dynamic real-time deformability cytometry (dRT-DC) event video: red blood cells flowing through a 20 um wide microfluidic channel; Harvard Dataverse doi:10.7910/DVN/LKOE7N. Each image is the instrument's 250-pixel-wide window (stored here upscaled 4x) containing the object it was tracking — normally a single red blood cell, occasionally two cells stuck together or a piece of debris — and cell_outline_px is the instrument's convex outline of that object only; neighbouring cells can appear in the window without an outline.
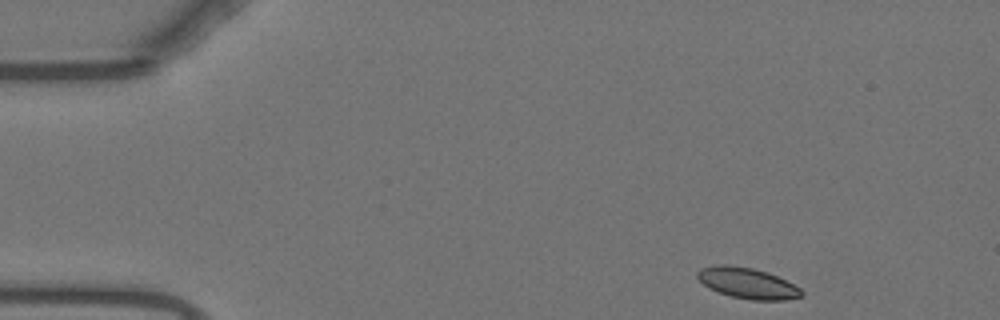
{"species": "Egyptian fruit bat (a non-hibernating species)", "species_latin": "Rousettus aegyptiacus", "temperature_condition": "warm", "stored_images_in_passage": 49, "camera_frame_rate_fps": 3000, "um_per_image_px": 0.085, "animal": {"sex": "female"}, "frame": {"image": 1, "passage_image": 1, "time_ms": 0.0, "image_size_px": [1000, 320], "cell_outline_px": [[804, 296], [784, 300], [752, 300], [732, 296], [708, 288], [696, 276], [696, 272], [700, 268], [716, 264], [728, 264], [752, 268], [768, 272], [800, 288], [804, 292]], "centroid_in_image_um": [63.52, 24.06], "position_along_channel_um": 21.5, "area_um2": 18.67}}
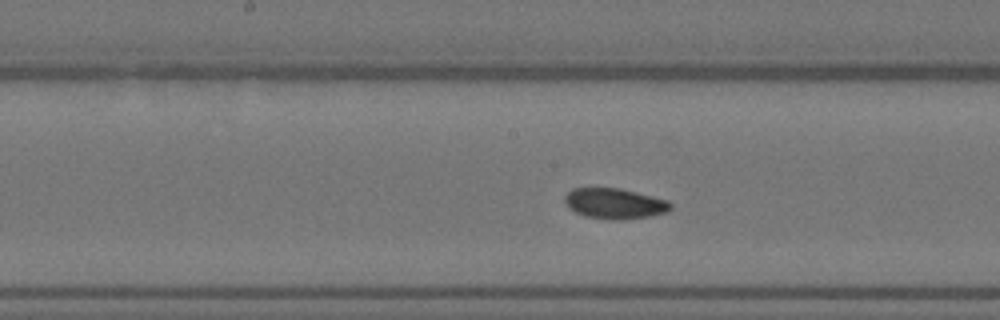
{"frame": {"image": 2, "passage_image": 22, "time_ms": 7.0, "image_size_px": [1000, 320], "cell_outline_px": [[672, 208], [668, 212], [648, 216], [620, 220], [584, 216], [576, 212], [564, 200], [564, 196], [572, 188], [620, 188], [668, 200], [672, 204]], "centroid_in_image_um": [52.28, 17.29], "position_along_channel_um": 195.9, "area_um2": 18.61}}
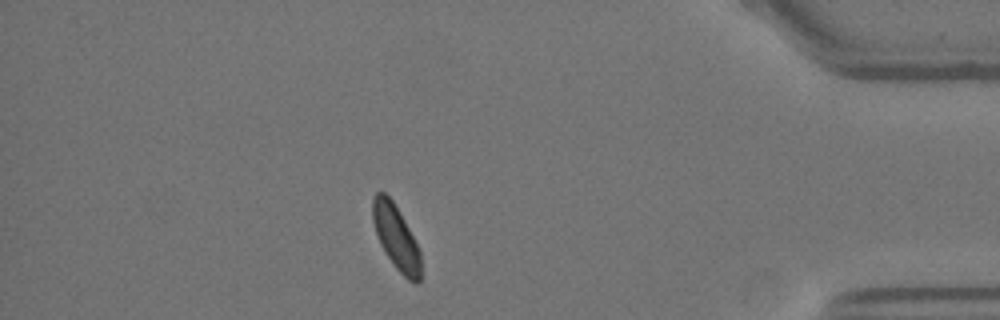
{"frame": {"image": 3, "passage_image": 42, "time_ms": 13.667, "image_size_px": [1000, 320], "cell_outline_px": [[420, 280], [416, 284], [408, 280], [396, 268], [380, 244], [372, 220], [372, 196], [376, 192], [384, 192], [392, 200], [404, 220], [420, 252]], "centroid_in_image_um": [33.64, 20.15], "position_along_channel_um": 401.6, "area_um2": 17.69}, "authors_computed_cell_mechanics": {"area_um2": 18.6694, "velocity_mm_per_s": 3.7022, "shape_relaxation_time_tau1_ms": 7.5137, "shape_relaxation_time_tau2_ms": 1.178, "deformation_change_tau1": 0.1421, "deformation_change_tau2": 0.0332}}